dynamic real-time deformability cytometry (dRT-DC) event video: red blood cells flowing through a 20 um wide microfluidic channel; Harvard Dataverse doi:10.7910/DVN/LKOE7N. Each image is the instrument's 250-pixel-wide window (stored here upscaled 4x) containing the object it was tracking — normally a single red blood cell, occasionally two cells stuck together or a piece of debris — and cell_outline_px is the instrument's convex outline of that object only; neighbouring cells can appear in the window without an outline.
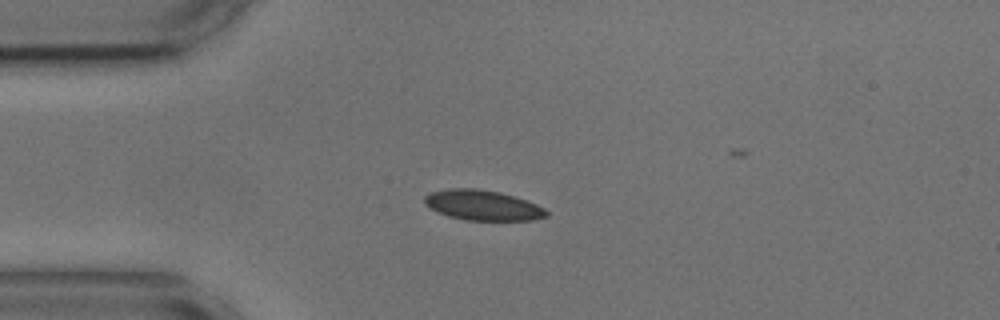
{"species": "common noctule bat (a hibernating species)", "species_latin": "Nyctalus noctula", "temperature_condition": "cold", "stored_images_in_passage": 45, "camera_frame_rate_fps": 3000, "um_per_image_px": 0.085, "animal": {"sex": "male", "body_mass_g": 17.9, "forearm_length_mm": 54.2}, "frame": {"image": 1, "passage_image": 13, "time_ms": 4.0, "image_size_px": [1000, 320], "cell_outline_px": [[548, 216], [532, 220], [464, 220], [448, 216], [436, 212], [424, 204], [424, 196], [432, 192], [448, 188], [476, 188], [500, 192], [536, 204], [544, 208], [548, 212]], "centroid_in_image_um": [40.99, 17.45], "position_along_channel_um": 44.0, "area_um2": 21.44}}
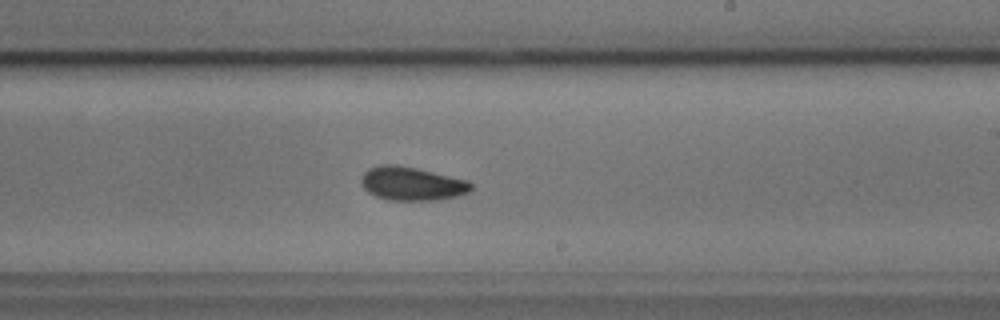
{"frame": {"image": 2, "passage_image": 32, "time_ms": 10.333, "image_size_px": [1000, 320], "cell_outline_px": [[472, 188], [468, 192], [456, 196], [440, 200], [388, 200], [376, 196], [368, 192], [360, 184], [360, 180], [364, 172], [368, 168], [380, 164], [396, 164], [416, 168], [468, 180], [472, 184]], "centroid_in_image_um": [34.97, 15.6], "position_along_channel_um": 254.0, "area_um2": 21.62}}